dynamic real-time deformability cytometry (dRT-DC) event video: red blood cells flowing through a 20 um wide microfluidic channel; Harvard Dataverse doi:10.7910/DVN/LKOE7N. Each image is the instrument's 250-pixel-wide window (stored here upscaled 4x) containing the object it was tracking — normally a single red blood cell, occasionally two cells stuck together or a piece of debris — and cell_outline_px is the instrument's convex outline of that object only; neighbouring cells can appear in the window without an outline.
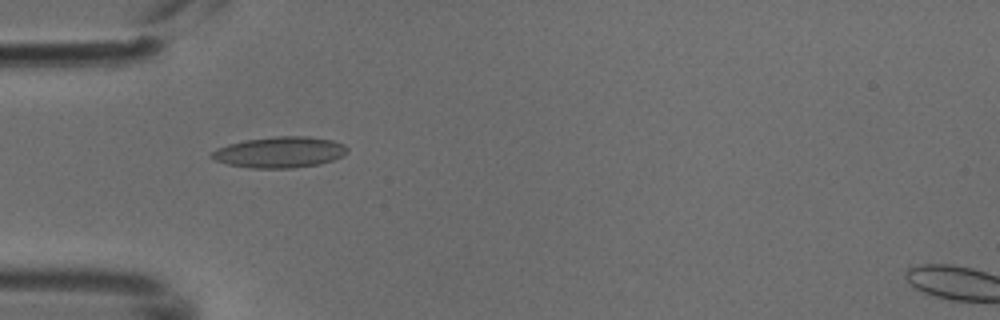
{"species": "common noctule bat (a hibernating species)", "species_latin": "Nyctalus noctula", "temperature_condition": "cold", "stored_images_in_passage": 5, "camera_frame_rate_fps": 3000, "um_per_image_px": 0.085, "animal": {"sex": "male", "body_mass_g": 18.8}, "frame": {"image": 1, "passage_image": 4, "time_ms": 1.0, "image_size_px": [1000, 320], "cell_outline_px": [[348, 152], [344, 156], [320, 164], [292, 168], [248, 168], [228, 164], [216, 160], [208, 156], [216, 148], [228, 144], [244, 140], [276, 136], [308, 136], [332, 140], [344, 144], [348, 148]], "centroid_in_image_um": [23.79, 12.94], "position_along_channel_um": 61.2, "area_um2": 24.68}}
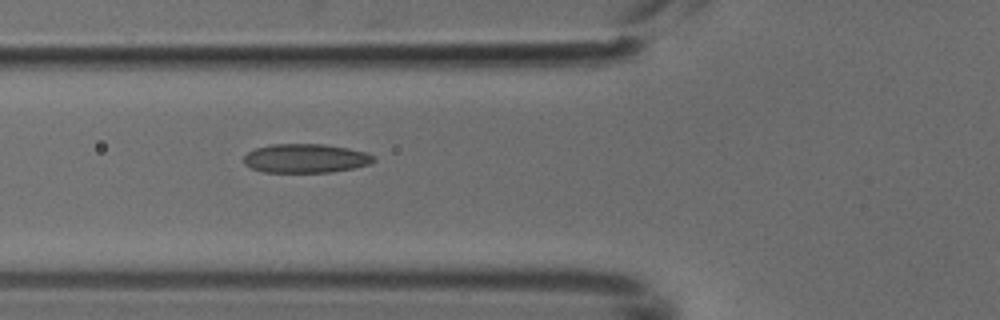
{"frame": {"image": 2, "passage_image": 5, "time_ms": 1.333, "image_size_px": [1000, 320], "cell_outline_px": [[376, 160], [368, 164], [352, 168], [332, 172], [264, 172], [252, 168], [244, 164], [244, 156], [248, 152], [256, 148], [272, 144], [324, 144], [348, 148], [364, 152], [376, 156]], "centroid_in_image_um": [25.98, 13.46], "position_along_channel_um": 99.8, "area_um2": 21.85}}